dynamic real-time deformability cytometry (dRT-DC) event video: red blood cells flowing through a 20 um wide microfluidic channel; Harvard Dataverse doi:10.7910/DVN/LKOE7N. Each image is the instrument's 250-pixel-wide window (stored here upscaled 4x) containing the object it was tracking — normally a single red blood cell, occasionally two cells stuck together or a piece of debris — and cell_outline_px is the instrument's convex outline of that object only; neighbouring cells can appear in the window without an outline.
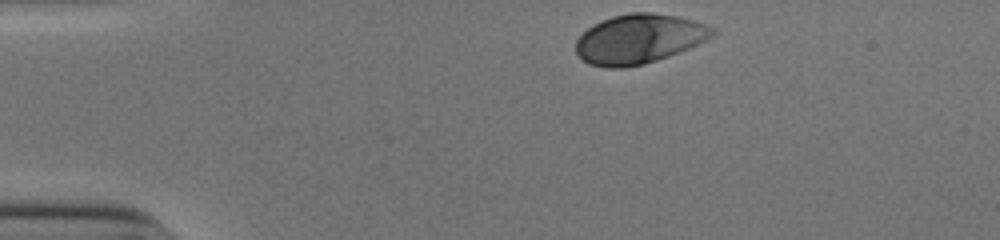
{"species": "human", "species_latin": "Homo sapiens", "temperature_condition": "cold", "stored_images_in_passage": 34, "camera_frame_rate_fps": 3000, "um_per_image_px": 0.085, "donor": {"sex": "male"}, "frame": {"image": 1, "passage_image": 1, "time_ms": 0.0, "image_size_px": [1000, 240], "cell_outline_px": [[716, 32], [712, 36], [688, 48], [668, 56], [644, 64], [624, 68], [604, 68], [588, 64], [576, 52], [576, 40], [592, 24], [612, 16], [628, 12], [652, 12], [676, 16], [692, 20], [716, 28]], "centroid_in_image_um": [54.28, 3.31], "position_along_channel_um": 30.7, "area_um2": 39.25}}
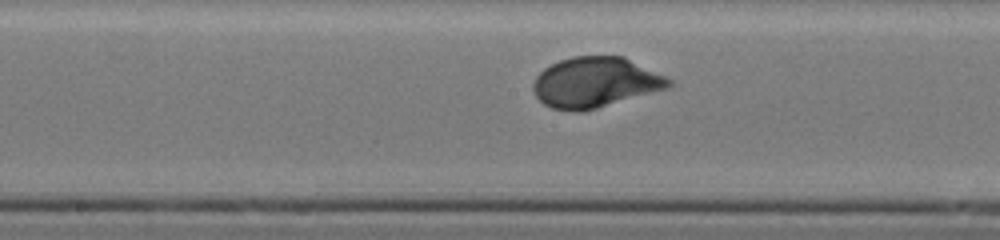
{"frame": {"image": 2, "passage_image": 19, "time_ms": 6.0, "image_size_px": [1000, 240], "cell_outline_px": [[672, 84], [668, 88], [596, 108], [576, 112], [552, 108], [544, 104], [536, 96], [532, 88], [532, 84], [536, 76], [544, 68], [560, 60], [572, 56], [624, 56], [672, 80]], "centroid_in_image_um": [50.57, 6.99], "position_along_channel_um": 197.6, "area_um2": 39.48}}
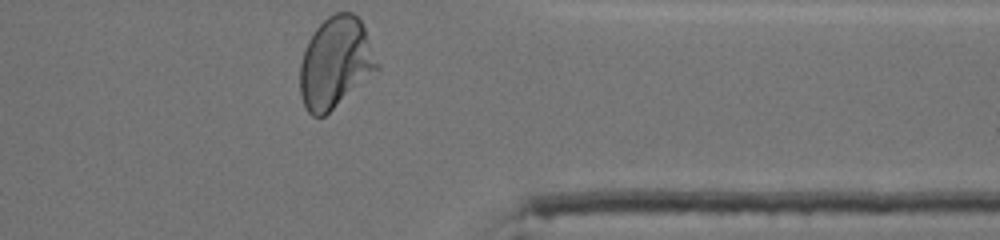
{"frame": {"image": 3, "passage_image": 34, "time_ms": 11.0, "image_size_px": [1000, 240], "cell_outline_px": [[380, 68], [324, 116], [312, 116], [308, 112], [300, 96], [300, 64], [304, 48], [308, 40], [316, 28], [328, 16], [336, 12], [352, 12], [360, 20], [364, 28], [380, 64]], "centroid_in_image_um": [28.51, 5.32], "position_along_channel_um": 382.9, "area_um2": 40.69}, "authors_computed_cell_mechanics": {"area_um2": 38.5815, "velocity_mm_per_s": 3.8687, "shape_relaxation_time_tau1_ms": 2.7606, "shape_relaxation_time_tau2_ms": null, "deformation_change_tau1": 0.1406, "deformation_change_tau2": null}}